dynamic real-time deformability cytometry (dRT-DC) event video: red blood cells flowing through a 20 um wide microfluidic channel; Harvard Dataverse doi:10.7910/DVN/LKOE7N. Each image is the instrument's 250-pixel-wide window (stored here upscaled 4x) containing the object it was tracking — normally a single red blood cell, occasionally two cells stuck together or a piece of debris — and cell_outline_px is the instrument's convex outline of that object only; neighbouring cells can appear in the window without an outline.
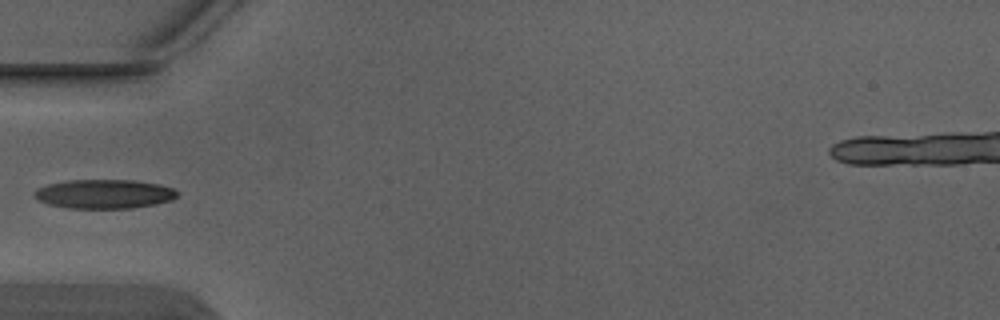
{"species": "Egyptian fruit bat (a non-hibernating species)", "species_latin": "Rousettus aegyptiacus", "temperature_condition": "warm", "stored_images_in_passage": 5, "camera_frame_rate_fps": 3000, "um_per_image_px": 0.085, "animal": {"sex": "male"}, "frame": {"image": 1, "passage_image": 4, "time_ms": 1.0, "image_size_px": [1000, 320], "cell_outline_px": [[180, 192], [172, 200], [156, 204], [132, 208], [68, 208], [48, 204], [32, 196], [32, 192], [36, 188], [48, 184], [68, 180], [132, 180], [160, 184], [172, 188]], "centroid_in_image_um": [8.84, 16.48], "position_along_channel_um": 76.2, "area_um2": 24.39}}
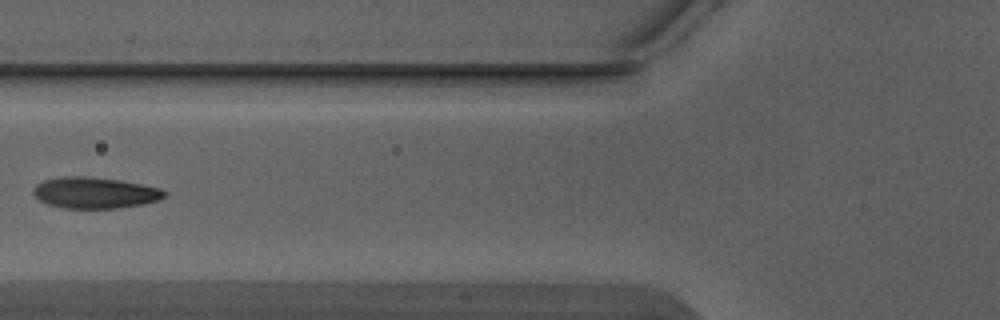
{"frame": {"image": 2, "passage_image": 5, "time_ms": 1.333, "image_size_px": [1000, 320], "cell_outline_px": [[168, 192], [164, 196], [156, 200], [140, 204], [120, 208], [64, 208], [48, 204], [40, 200], [32, 192], [32, 188], [36, 184], [44, 180], [64, 176], [88, 176], [120, 180], [160, 188]], "centroid_in_image_um": [8.03, 16.37], "position_along_channel_um": 117.8, "area_um2": 23.7}}